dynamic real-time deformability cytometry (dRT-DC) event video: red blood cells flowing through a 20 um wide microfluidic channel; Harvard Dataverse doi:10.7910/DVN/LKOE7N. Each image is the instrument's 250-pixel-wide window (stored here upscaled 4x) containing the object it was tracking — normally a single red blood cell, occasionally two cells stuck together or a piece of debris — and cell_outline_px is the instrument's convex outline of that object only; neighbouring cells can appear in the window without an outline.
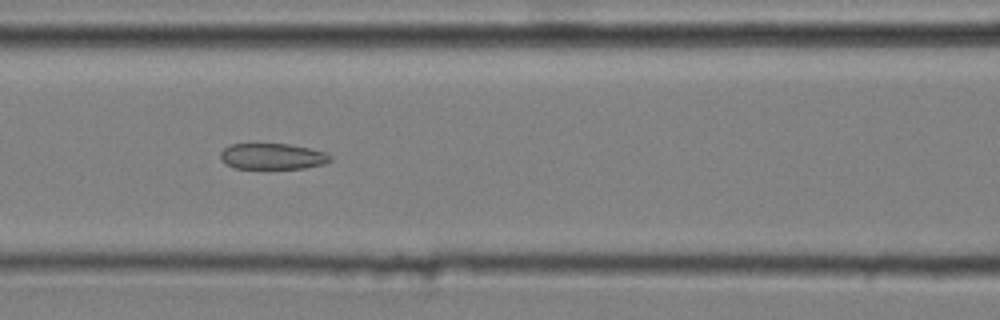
{"species": "common noctule bat (a hibernating species)", "species_latin": "Nyctalus noctula", "temperature_condition": "cold", "stored_images_in_passage": 9, "camera_frame_rate_fps": 3000, "um_per_image_px": 0.085, "animal": {"sex": "male", "body_mass_g": 20.4}, "frame": {"image": 1, "passage_image": 6, "time_ms": 1.667, "image_size_px": [1000, 320], "cell_outline_px": [[332, 160], [324, 164], [304, 168], [236, 168], [220, 160], [220, 152], [224, 148], [232, 144], [288, 144], [312, 148], [324, 152], [332, 156]], "centroid_in_image_um": [23.18, 13.28], "position_along_channel_um": 143.4, "area_um2": 16.59}}
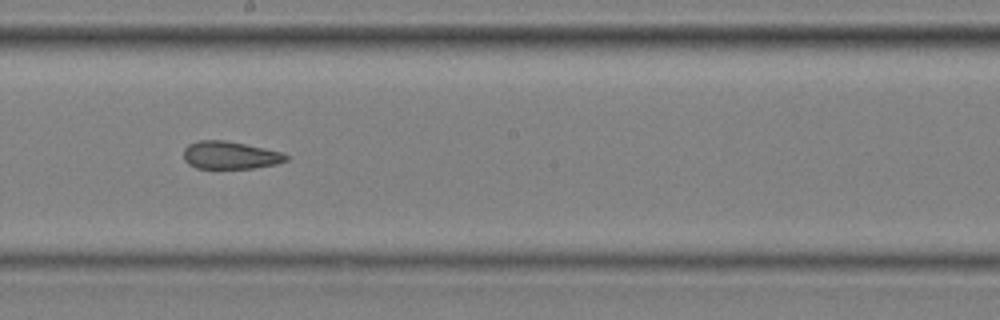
{"frame": {"image": 2, "passage_image": 8, "time_ms": 2.333, "image_size_px": [1000, 320], "cell_outline_px": [[288, 160], [276, 164], [252, 168], [196, 168], [188, 164], [184, 160], [184, 148], [188, 144], [200, 140], [224, 140], [264, 148], [280, 152], [288, 156]], "centroid_in_image_um": [19.53, 13.19], "position_along_channel_um": 228.7, "area_um2": 16.42}}
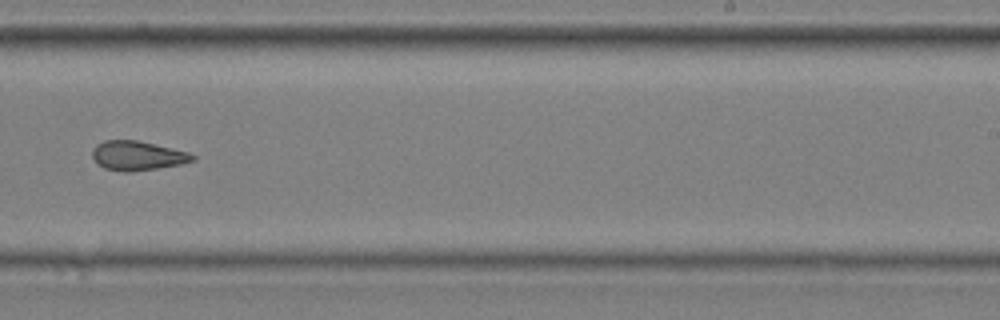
{"frame": {"image": 3, "passage_image": 9, "time_ms": 2.667, "image_size_px": [1000, 320], "cell_outline_px": [[196, 160], [180, 164], [156, 168], [128, 172], [124, 172], [104, 168], [92, 156], [92, 152], [96, 144], [104, 140], [136, 140], [188, 152], [196, 156]], "centroid_in_image_um": [11.68, 13.23], "position_along_channel_um": 277.3, "area_um2": 16.88}}